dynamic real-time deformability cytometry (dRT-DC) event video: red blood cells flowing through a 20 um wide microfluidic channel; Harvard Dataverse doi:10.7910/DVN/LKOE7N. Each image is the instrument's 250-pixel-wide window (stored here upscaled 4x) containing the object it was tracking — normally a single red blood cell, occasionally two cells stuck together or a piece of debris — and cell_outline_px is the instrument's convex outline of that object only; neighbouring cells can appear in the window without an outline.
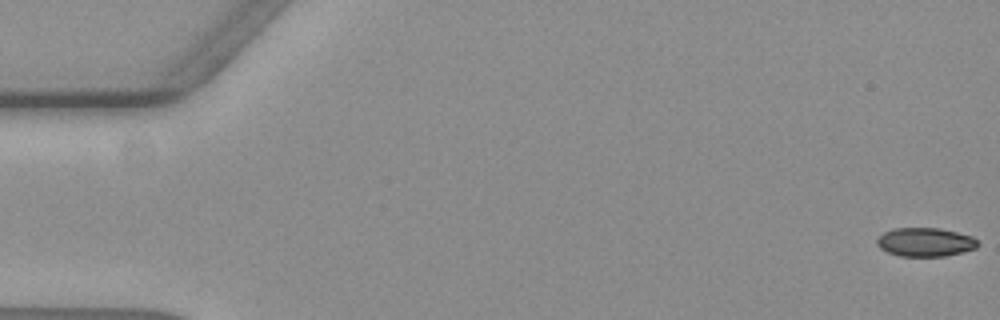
{"species": "common noctule bat (a hibernating species)", "species_latin": "Nyctalus noctula", "temperature_condition": "warm", "stored_images_in_passage": 8, "camera_frame_rate_fps": 3000, "um_per_image_px": 0.085, "animal": {"sex": "female", "body_mass_g": 19.3, "forearm_length_mm": 54.1}, "frame": {"image": 1, "passage_image": 1, "time_ms": 0.0, "image_size_px": [1000, 320], "cell_outline_px": [[980, 244], [976, 248], [944, 256], [900, 256], [888, 252], [880, 248], [876, 244], [876, 240], [884, 232], [896, 228], [936, 228], [956, 232], [972, 236]], "centroid_in_image_um": [78.63, 20.58], "position_along_channel_um": 6.4, "area_um2": 16.7}}